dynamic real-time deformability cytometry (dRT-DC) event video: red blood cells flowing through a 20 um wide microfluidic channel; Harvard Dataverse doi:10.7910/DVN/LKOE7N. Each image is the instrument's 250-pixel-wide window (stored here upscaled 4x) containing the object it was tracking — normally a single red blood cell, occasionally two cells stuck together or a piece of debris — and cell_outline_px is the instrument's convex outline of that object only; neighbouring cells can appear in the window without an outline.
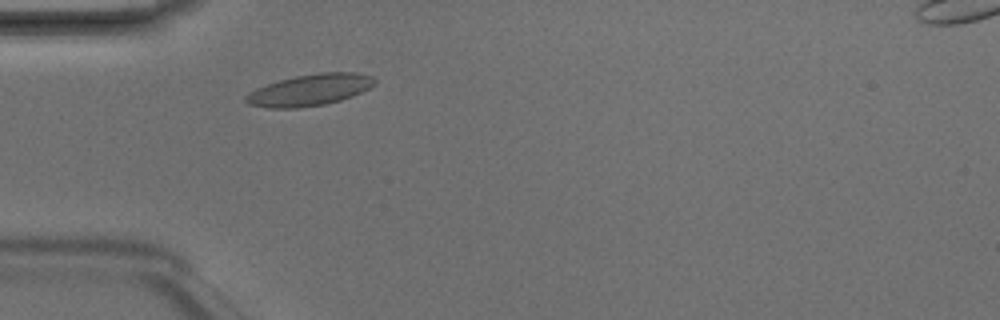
{"species": "Egyptian fruit bat (a non-hibernating species)", "species_latin": "Rousettus aegyptiacus", "temperature_condition": "room temperature", "stored_images_in_passage": 2, "camera_frame_rate_fps": 3000, "um_per_image_px": 0.085, "animal": {"sex": "male"}, "frame": {"image": 1, "passage_image": 2, "time_ms": 0.333, "image_size_px": [1000, 320], "cell_outline_px": [[376, 84], [352, 96], [340, 100], [324, 104], [300, 108], [268, 108], [248, 104], [244, 100], [244, 96], [248, 92], [256, 88], [280, 80], [296, 76], [320, 72], [356, 72], [372, 76], [376, 80]], "centroid_in_image_um": [26.31, 7.65], "position_along_channel_um": 58.7, "area_um2": 23.64}}